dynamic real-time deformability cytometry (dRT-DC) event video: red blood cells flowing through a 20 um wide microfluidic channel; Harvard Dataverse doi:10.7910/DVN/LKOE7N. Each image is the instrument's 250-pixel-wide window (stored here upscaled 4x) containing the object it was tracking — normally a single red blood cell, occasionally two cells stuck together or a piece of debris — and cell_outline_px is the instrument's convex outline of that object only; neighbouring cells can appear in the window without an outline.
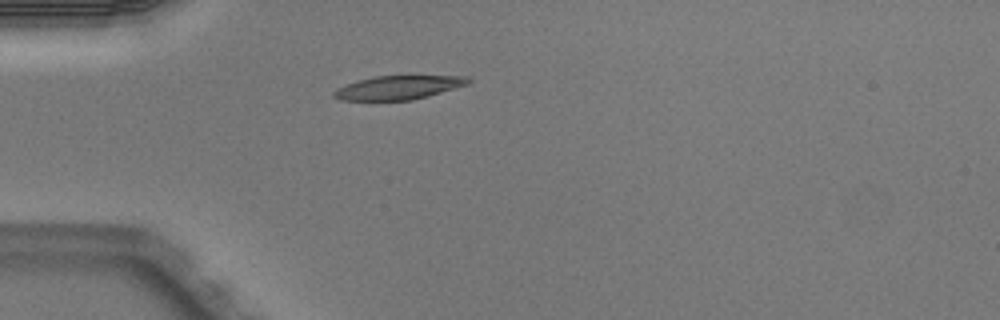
{"species": "Egyptian fruit bat (a non-hibernating species)", "species_latin": "Rousettus aegyptiacus", "temperature_condition": "warm", "stored_images_in_passage": 5, "camera_frame_rate_fps": 3000, "um_per_image_px": 0.085, "animal": {"sex": "male"}, "frame": {"image": 1, "passage_image": 5, "time_ms": 1.333, "image_size_px": [1000, 320], "cell_outline_px": [[472, 80], [468, 84], [428, 96], [412, 100], [340, 100], [332, 96], [332, 92], [336, 88], [360, 80], [376, 76], [468, 76]], "centroid_in_image_um": [33.86, 7.44], "position_along_channel_um": 51.1, "area_um2": 18.44}}